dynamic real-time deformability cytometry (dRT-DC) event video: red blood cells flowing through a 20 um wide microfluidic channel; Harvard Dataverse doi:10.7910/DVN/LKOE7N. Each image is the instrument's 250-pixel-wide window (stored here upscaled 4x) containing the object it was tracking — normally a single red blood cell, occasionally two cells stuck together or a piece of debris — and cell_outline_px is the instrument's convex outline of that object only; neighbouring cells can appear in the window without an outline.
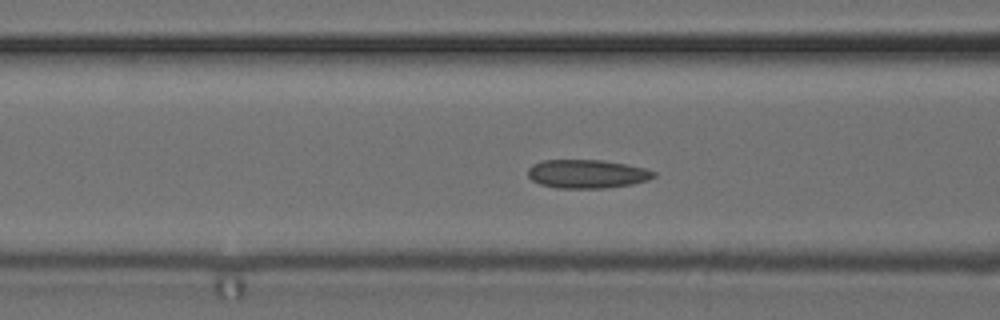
{"species": "common noctule bat (a hibernating species)", "species_latin": "Nyctalus noctula", "temperature_condition": "cold", "stored_images_in_passage": 41, "camera_frame_rate_fps": 3000, "um_per_image_px": 0.085, "animal": {"sex": "female", "body_mass_g": 24.6, "forearm_length_mm": 56.2}, "frame": {"image": 1, "passage_image": 16, "time_ms": 5.0, "image_size_px": [1000, 320], "cell_outline_px": [[656, 176], [648, 180], [632, 184], [604, 188], [556, 188], [540, 184], [532, 180], [528, 176], [528, 168], [532, 164], [544, 160], [604, 160], [644, 168], [656, 172]], "centroid_in_image_um": [49.88, 14.78], "position_along_channel_um": 116.7, "area_um2": 20.98}}
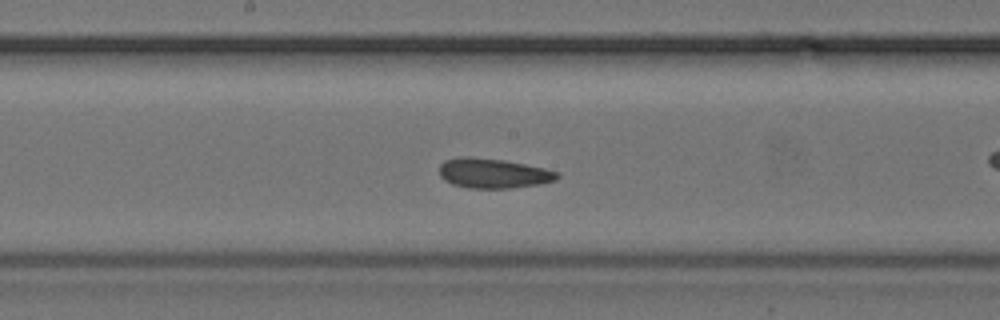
{"frame": {"image": 2, "passage_image": 23, "time_ms": 7.333, "image_size_px": [1000, 320], "cell_outline_px": [[560, 176], [556, 180], [540, 184], [512, 188], [468, 188], [452, 184], [444, 180], [440, 176], [440, 164], [444, 160], [456, 156], [468, 156], [504, 160], [544, 168], [560, 172]], "centroid_in_image_um": [41.91, 14.72], "position_along_channel_um": 206.3, "area_um2": 20.69}}
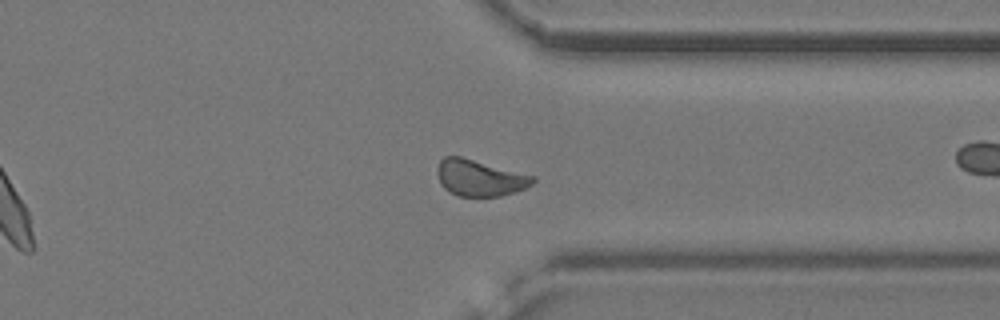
{"frame": {"image": 3, "passage_image": 36, "time_ms": 11.667, "image_size_px": [1000, 320], "cell_outline_px": [[536, 180], [532, 184], [524, 188], [500, 196], [456, 196], [448, 192], [440, 184], [436, 172], [436, 168], [440, 160], [444, 156], [460, 156], [536, 176]], "centroid_in_image_um": [40.74, 15.11], "position_along_channel_um": 370.7, "area_um2": 20.35}, "authors_computed_cell_mechanics": {"area_um2": 20.5768, "velocity_mm_per_s": 3.8318, "shape_relaxation_time_tau1_ms": 9.2848, "shape_relaxation_time_tau2_ms": 2.0642, "deformation_change_tau1": 0.1073, "deformation_change_tau2": 0.0552}}